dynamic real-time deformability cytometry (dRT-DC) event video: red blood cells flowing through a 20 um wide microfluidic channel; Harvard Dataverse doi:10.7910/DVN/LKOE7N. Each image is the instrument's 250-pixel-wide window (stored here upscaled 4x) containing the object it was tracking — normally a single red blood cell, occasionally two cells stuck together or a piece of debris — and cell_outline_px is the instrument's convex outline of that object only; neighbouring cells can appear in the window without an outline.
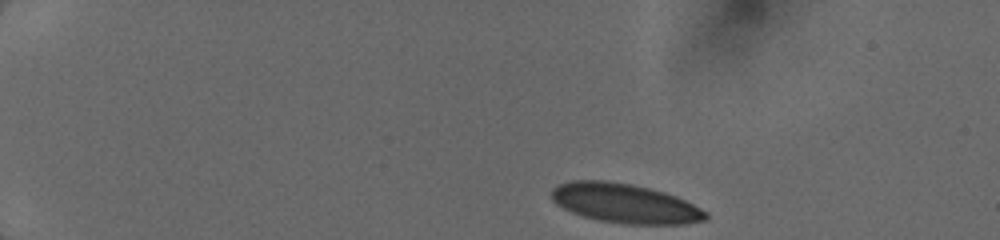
{"species": "human", "species_latin": "Homo sapiens", "temperature_condition": "cold", "stored_images_in_passage": 20, "camera_frame_rate_fps": 3000, "um_per_image_px": 0.085, "donor": {"sex": "female"}, "frame": {"image": 1, "passage_image": 1, "time_ms": 0.0, "image_size_px": [1000, 240], "cell_outline_px": [[708, 220], [684, 224], [624, 224], [600, 220], [580, 216], [556, 204], [552, 200], [548, 192], [556, 184], [572, 180], [608, 180], [632, 184], [664, 192], [676, 196], [708, 212]], "centroid_in_image_um": [53.07, 17.28], "position_along_channel_um": 31.9, "area_um2": 35.78}}
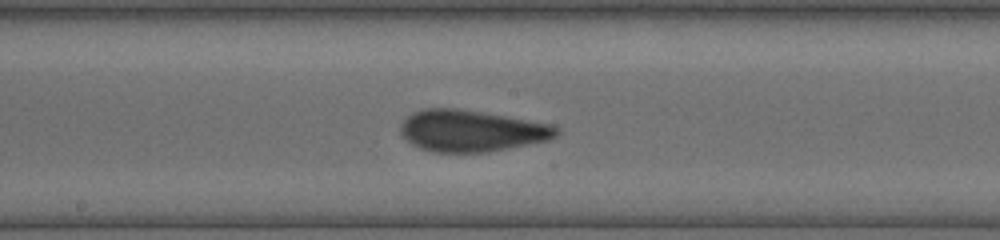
{"frame": {"image": 2, "passage_image": 12, "time_ms": 6.667, "image_size_px": [1000, 240], "cell_outline_px": [[560, 132], [556, 136], [548, 140], [488, 152], [432, 152], [420, 148], [412, 144], [400, 136], [400, 124], [408, 116], [416, 112], [428, 108], [452, 108], [480, 112], [552, 124], [560, 128]], "centroid_in_image_um": [40.06, 11.13], "position_along_channel_um": 208.1, "area_um2": 37.51}}
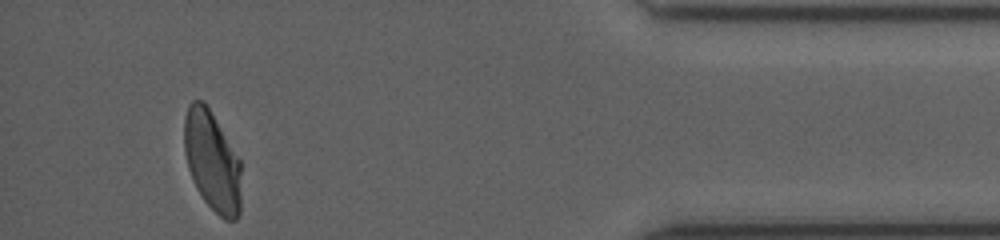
{"frame": {"image": 3, "passage_image": 20, "time_ms": 12.667, "image_size_px": [1000, 240], "cell_outline_px": [[240, 212], [236, 220], [224, 220], [204, 200], [196, 188], [188, 168], [184, 152], [184, 116], [188, 104], [192, 100], [204, 100], [208, 104], [240, 160]], "centroid_in_image_um": [18.01, 13.65], "position_along_channel_um": 417.2, "area_um2": 33.52}}